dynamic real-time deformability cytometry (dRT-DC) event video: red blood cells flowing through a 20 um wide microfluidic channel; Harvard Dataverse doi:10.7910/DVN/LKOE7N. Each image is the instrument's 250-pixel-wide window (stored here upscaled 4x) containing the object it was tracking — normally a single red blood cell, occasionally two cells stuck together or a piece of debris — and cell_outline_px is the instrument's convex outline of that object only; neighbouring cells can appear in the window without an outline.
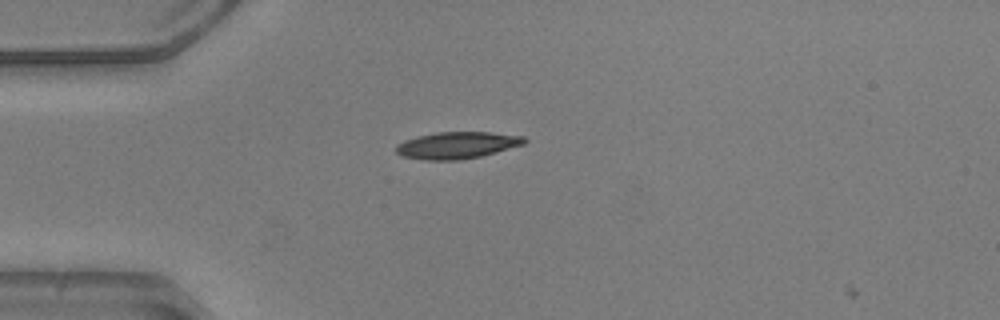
{"species": "common noctule bat (a hibernating species)", "species_latin": "Nyctalus noctula", "temperature_condition": "warm", "stored_images_in_passage": 3, "camera_frame_rate_fps": 3000, "um_per_image_px": 0.085, "animal": {"sex": "male", "body_mass_g": 20.5, "forearm_length_mm": 52.5}, "frame": {"image": 1, "passage_image": 2, "time_ms": 0.333, "image_size_px": [1000, 320], "cell_outline_px": [[528, 140], [524, 144], [496, 152], [480, 156], [460, 160], [424, 160], [400, 156], [396, 152], [396, 144], [404, 140], [416, 136], [436, 132], [488, 132], [524, 136]], "centroid_in_image_um": [38.81, 12.34], "position_along_channel_um": 46.2, "area_um2": 20.17}}